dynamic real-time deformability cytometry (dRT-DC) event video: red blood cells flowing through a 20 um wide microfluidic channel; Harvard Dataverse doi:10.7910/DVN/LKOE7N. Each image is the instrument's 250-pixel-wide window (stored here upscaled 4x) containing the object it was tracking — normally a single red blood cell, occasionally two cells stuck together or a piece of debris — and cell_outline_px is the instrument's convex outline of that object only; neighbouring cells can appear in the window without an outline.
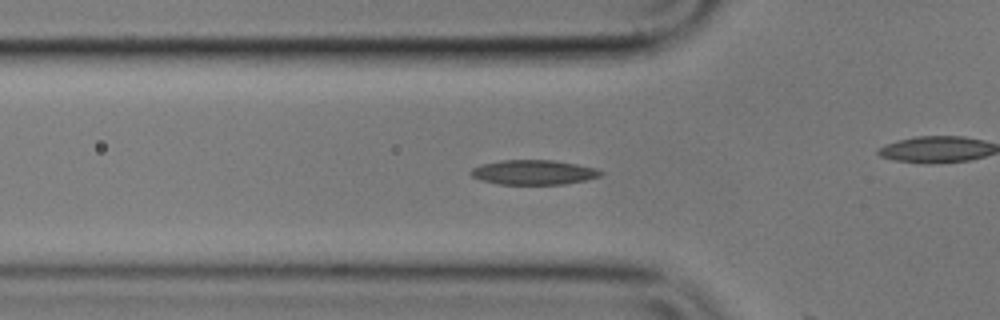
{"species": "common noctule bat (a hibernating species)", "species_latin": "Nyctalus noctula", "temperature_condition": "cold", "stored_images_in_passage": 8, "camera_frame_rate_fps": 3000, "um_per_image_px": 0.085, "animal": {"sex": "male", "body_mass_g": 17.9}, "frame": {"image": 1, "passage_image": 6, "time_ms": 1.667, "image_size_px": [1000, 320], "cell_outline_px": [[604, 172], [600, 176], [584, 180], [564, 184], [500, 184], [480, 180], [472, 176], [468, 172], [472, 168], [480, 164], [500, 160], [552, 160], [576, 164], [596, 168]], "centroid_in_image_um": [45.31, 14.64], "position_along_channel_um": 80.5, "area_um2": 18.67}}